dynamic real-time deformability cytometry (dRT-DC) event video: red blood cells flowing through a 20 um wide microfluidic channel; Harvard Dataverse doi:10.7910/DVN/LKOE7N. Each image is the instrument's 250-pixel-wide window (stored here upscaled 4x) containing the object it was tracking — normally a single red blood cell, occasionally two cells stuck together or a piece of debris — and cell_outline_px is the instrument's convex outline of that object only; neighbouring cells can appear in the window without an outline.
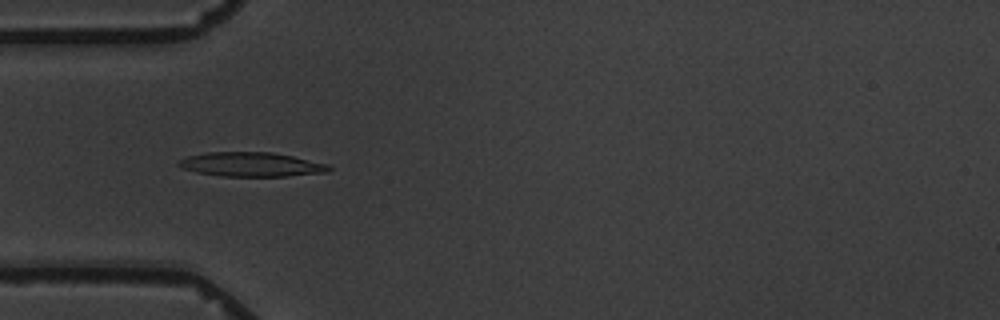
{"species": "common noctule bat (a hibernating species)", "species_latin": "Nyctalus noctula", "temperature_condition": "warm", "stored_images_in_passage": 14, "camera_frame_rate_fps": 3000, "um_per_image_px": 0.085, "animal": {"sex": "male", "body_mass_g": 19.5, "forearm_length_mm": 54.6}, "frame": {"image": 1, "passage_image": 4, "time_ms": 4.667, "image_size_px": [1000, 320], "cell_outline_px": [[332, 168], [328, 172], [288, 176], [220, 176], [196, 172], [180, 168], [176, 164], [180, 160], [188, 156], [208, 152], [272, 152], [292, 156], [328, 164]], "centroid_in_image_um": [21.34, 13.98], "position_along_channel_um": 63.7, "area_um2": 21.27}}
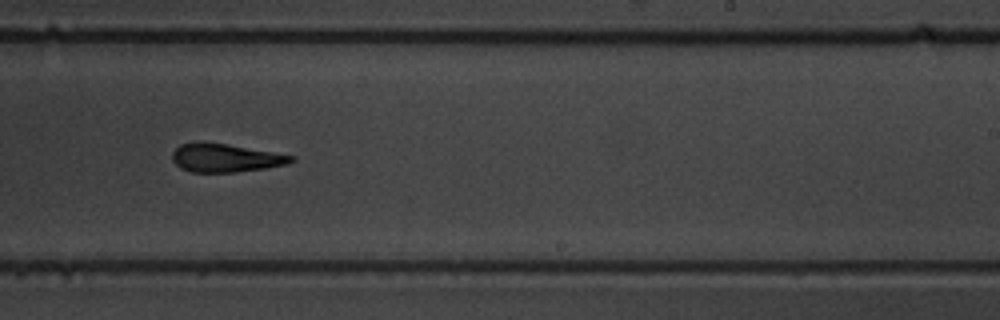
{"frame": {"image": 2, "passage_image": 9, "time_ms": 10.667, "image_size_px": [1000, 320], "cell_outline_px": [[296, 160], [288, 164], [264, 168], [236, 172], [192, 172], [180, 168], [172, 160], [172, 152], [180, 144], [196, 140], [200, 140], [228, 144], [296, 156]], "centroid_in_image_um": [19.13, 13.4], "position_along_channel_um": 269.9, "area_um2": 20.0}}
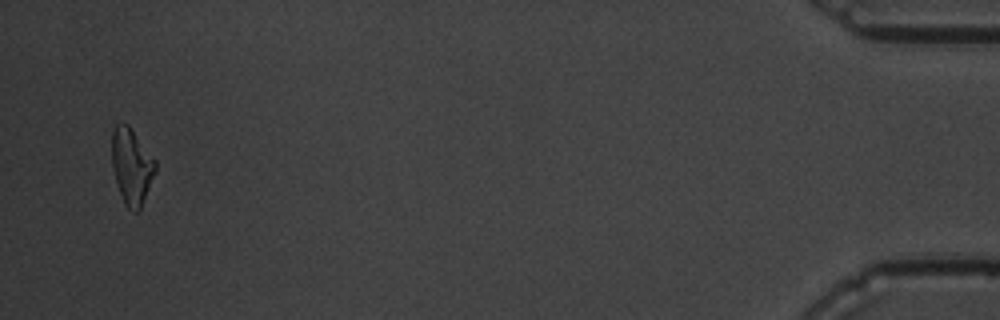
{"frame": {"image": 3, "passage_image": 14, "time_ms": 17.667, "image_size_px": [1000, 320], "cell_outline_px": [[156, 172], [140, 208], [136, 212], [132, 212], [124, 204], [112, 168], [112, 132], [116, 124], [128, 124], [156, 160]], "centroid_in_image_um": [11.19, 14.13], "position_along_channel_um": 424.0, "area_um2": 19.13}, "authors_computed_cell_mechanics": {"area_um2": 19.9988, "velocity_mm_per_s": 3.4509, "shape_relaxation_time_tau1_ms": 4.801, "shape_relaxation_time_tau2_ms": 2.1642, "deformation_change_tau1": 0.1504, "deformation_change_tau2": 0.1081}}